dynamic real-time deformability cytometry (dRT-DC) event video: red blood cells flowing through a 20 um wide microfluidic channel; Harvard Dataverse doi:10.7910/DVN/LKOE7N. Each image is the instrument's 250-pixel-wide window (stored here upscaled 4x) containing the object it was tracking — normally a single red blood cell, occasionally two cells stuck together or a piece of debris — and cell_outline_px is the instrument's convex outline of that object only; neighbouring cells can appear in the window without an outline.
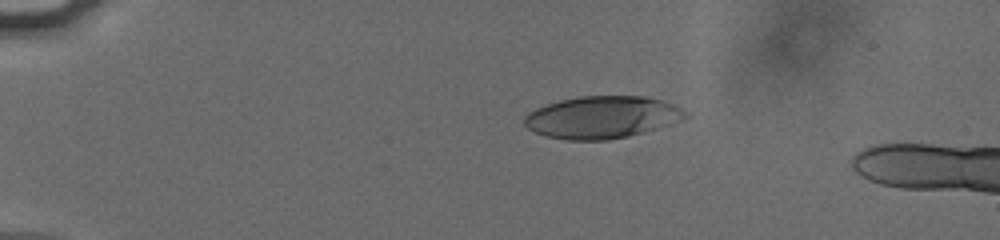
{"species": "human", "species_latin": "Homo sapiens", "temperature_condition": "cold", "stored_images_in_passage": 16, "camera_frame_rate_fps": 3000, "um_per_image_px": 0.085, "donor": {"sex": "male"}, "frame": {"image": 1, "passage_image": 12, "time_ms": 3.667, "image_size_px": [1000, 240], "cell_outline_px": [[692, 116], [644, 132], [628, 136], [608, 140], [568, 140], [544, 136], [528, 128], [524, 124], [524, 116], [528, 112], [536, 108], [560, 100], [580, 96], [644, 96], [660, 100], [672, 104], [688, 112]], "centroid_in_image_um": [51.16, 9.97], "position_along_channel_um": 33.8, "area_um2": 39.54}}